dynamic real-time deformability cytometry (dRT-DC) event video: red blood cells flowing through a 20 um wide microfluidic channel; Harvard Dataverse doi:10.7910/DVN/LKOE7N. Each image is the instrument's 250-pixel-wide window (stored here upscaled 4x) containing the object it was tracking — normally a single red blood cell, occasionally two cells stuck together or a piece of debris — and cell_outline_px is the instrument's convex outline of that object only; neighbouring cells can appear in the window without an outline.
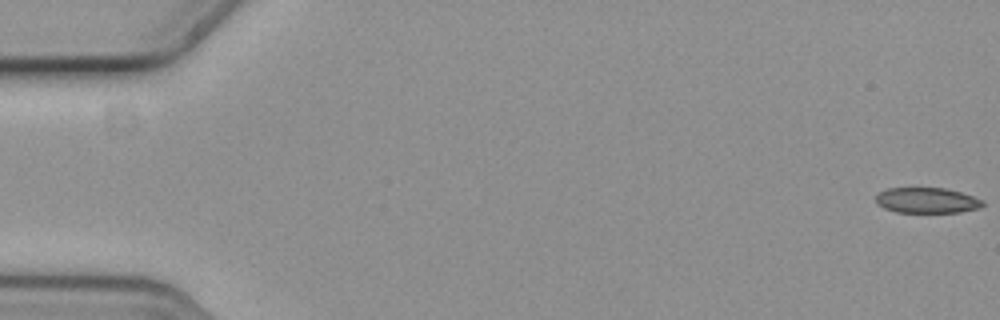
{"species": "common noctule bat (a hibernating species)", "species_latin": "Nyctalus noctula", "temperature_condition": "cold", "stored_images_in_passage": 57, "camera_frame_rate_fps": 3000, "um_per_image_px": 0.085, "animal": {"sex": "female", "body_mass_g": 19.3, "forearm_length_mm": 54.1}, "frame": {"image": 1, "passage_image": 1, "time_ms": 0.0, "image_size_px": [1000, 320], "cell_outline_px": [[984, 204], [980, 208], [960, 212], [896, 212], [884, 208], [876, 204], [876, 196], [880, 192], [888, 188], [944, 188], [960, 192], [984, 200]], "centroid_in_image_um": [78.79, 17.03], "position_along_channel_um": 6.2, "area_um2": 15.84}}
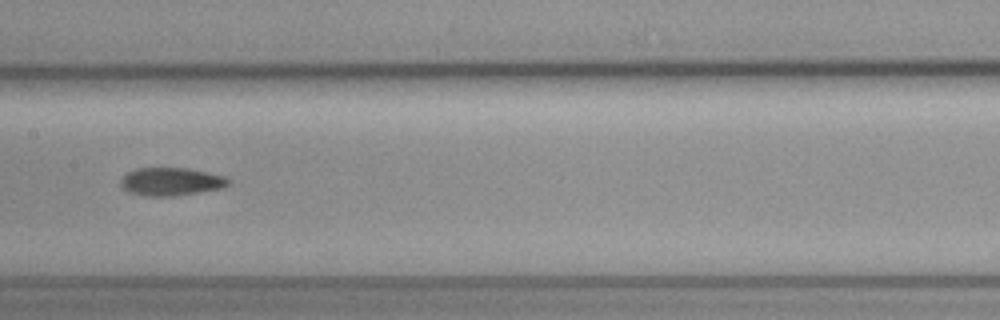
{"frame": {"image": 2, "passage_image": 30, "time_ms": 9.667, "image_size_px": [1000, 320], "cell_outline_px": [[232, 184], [224, 188], [172, 196], [144, 196], [128, 192], [120, 184], [120, 180], [128, 172], [136, 168], [188, 168], [208, 172], [224, 176], [232, 180]], "centroid_in_image_um": [14.58, 15.44], "position_along_channel_um": 192.8, "area_um2": 17.74}}
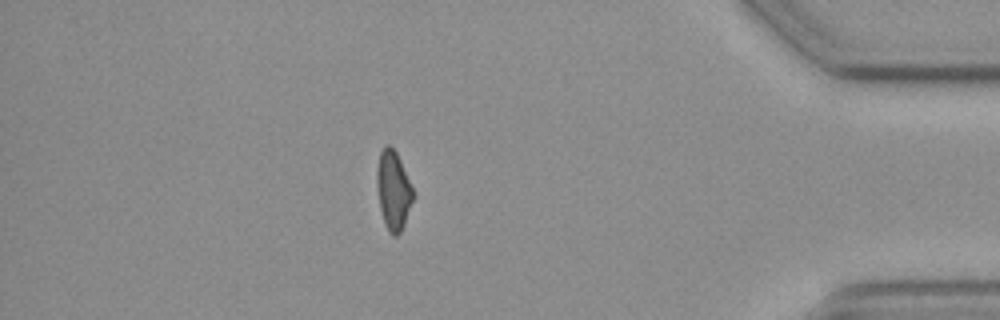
{"frame": {"image": 3, "passage_image": 51, "time_ms": 16.667, "image_size_px": [1000, 320], "cell_outline_px": [[416, 196], [404, 224], [400, 232], [396, 236], [392, 236], [388, 232], [384, 224], [380, 208], [376, 184], [376, 168], [380, 152], [384, 144], [388, 144], [396, 152], [400, 160]], "centroid_in_image_um": [33.43, 16.19], "position_along_channel_um": 401.8, "area_um2": 16.94}}